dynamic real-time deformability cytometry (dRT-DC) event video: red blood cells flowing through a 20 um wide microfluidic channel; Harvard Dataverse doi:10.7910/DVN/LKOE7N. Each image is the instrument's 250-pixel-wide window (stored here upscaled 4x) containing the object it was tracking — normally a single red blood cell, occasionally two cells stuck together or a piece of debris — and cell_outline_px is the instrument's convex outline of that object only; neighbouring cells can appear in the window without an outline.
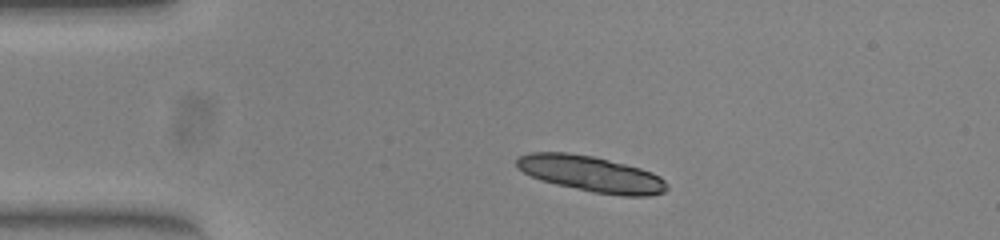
{"species": "common noctule bat (a hibernating species)", "species_latin": "Nyctalus noctula", "temperature_condition": "warm", "stored_images_in_passage": 34, "segment_of_instrument_passage": [1, 2], "camera_frame_rate_fps": 3000, "um_per_image_px": 0.085, "animal": {"sex": "female", "body_mass_g": 23.0, "forearm_length_mm": 53.4}, "frame": {"image": 1, "passage_image": 1, "time_ms": 0.0, "image_size_px": [1000, 240], "cell_outline_px": [[668, 188], [664, 192], [648, 196], [624, 196], [592, 192], [556, 184], [540, 180], [524, 172], [516, 164], [516, 160], [520, 156], [528, 152], [568, 152], [592, 156], [640, 168], [652, 172], [660, 176], [668, 184]], "centroid_in_image_um": [50.27, 14.78], "position_along_channel_um": 34.7, "area_um2": 31.27}}